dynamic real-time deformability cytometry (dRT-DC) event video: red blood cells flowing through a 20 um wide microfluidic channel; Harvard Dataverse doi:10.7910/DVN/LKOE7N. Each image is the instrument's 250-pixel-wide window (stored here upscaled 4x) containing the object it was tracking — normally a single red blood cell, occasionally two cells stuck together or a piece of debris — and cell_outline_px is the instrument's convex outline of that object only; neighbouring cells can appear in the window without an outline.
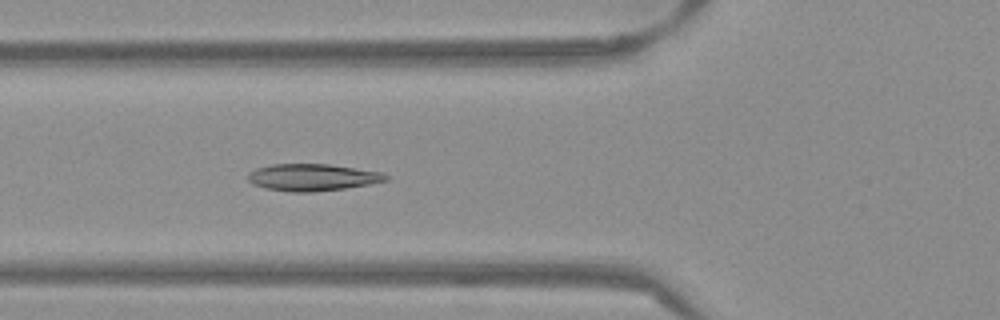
{"species": "Egyptian fruit bat (a non-hibernating species)", "species_latin": "Rousettus aegyptiacus", "temperature_condition": "warm", "stored_images_in_passage": 39, "camera_frame_rate_fps": 3000, "um_per_image_px": 0.085, "frame": {"image": 1, "passage_image": 6, "time_ms": 1.667, "image_size_px": [1000, 320], "cell_outline_px": [[388, 180], [368, 184], [344, 188], [312, 192], [288, 192], [264, 188], [252, 184], [248, 180], [248, 172], [256, 168], [272, 164], [328, 164], [380, 172], [388, 176]], "centroid_in_image_um": [26.49, 15.08], "position_along_channel_um": 99.3, "area_um2": 21.56}}
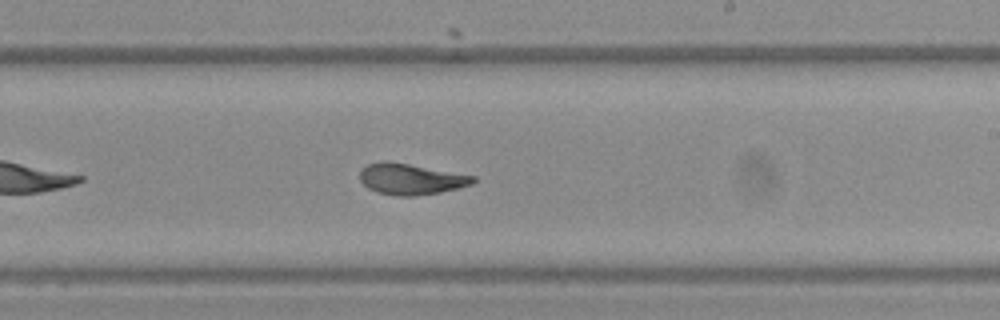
{"frame": {"image": 2, "passage_image": 18, "time_ms": 5.667, "image_size_px": [1000, 320], "cell_outline_px": [[476, 180], [472, 184], [460, 188], [440, 192], [416, 196], [396, 196], [376, 192], [368, 188], [360, 180], [360, 172], [368, 164], [384, 160], [388, 160], [476, 176]], "centroid_in_image_um": [34.93, 15.22], "position_along_channel_um": 254.1, "area_um2": 20.58}}
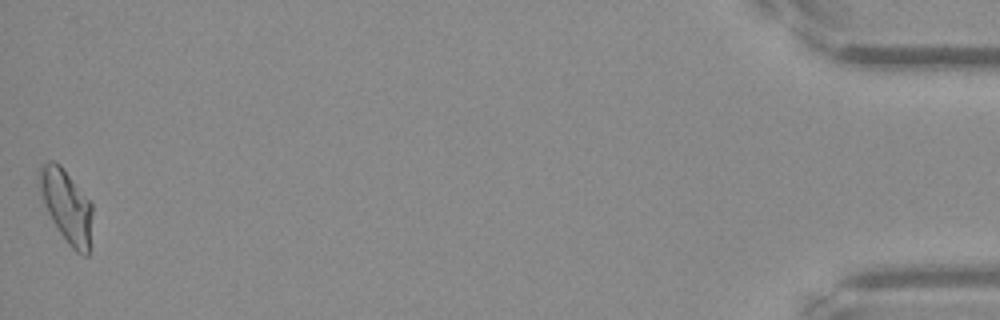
{"frame": {"image": 3, "passage_image": 39, "time_ms": 12.667, "image_size_px": [1000, 320], "cell_outline_px": [[92, 212], [88, 256], [84, 256], [76, 252], [68, 244], [52, 220], [40, 200], [40, 164], [48, 160], [52, 160], [60, 164], [92, 204]], "centroid_in_image_um": [5.63, 17.5], "position_along_channel_um": 429.6, "area_um2": 22.31}, "authors_computed_cell_mechanics": {"area_um2": 20.8658, "velocity_mm_per_s": 3.859, "shape_relaxation_time_tau1_ms": null, "shape_relaxation_time_tau2_ms": 1.6597, "deformation_change_tau1": null, "deformation_change_tau2": 0.0778}}